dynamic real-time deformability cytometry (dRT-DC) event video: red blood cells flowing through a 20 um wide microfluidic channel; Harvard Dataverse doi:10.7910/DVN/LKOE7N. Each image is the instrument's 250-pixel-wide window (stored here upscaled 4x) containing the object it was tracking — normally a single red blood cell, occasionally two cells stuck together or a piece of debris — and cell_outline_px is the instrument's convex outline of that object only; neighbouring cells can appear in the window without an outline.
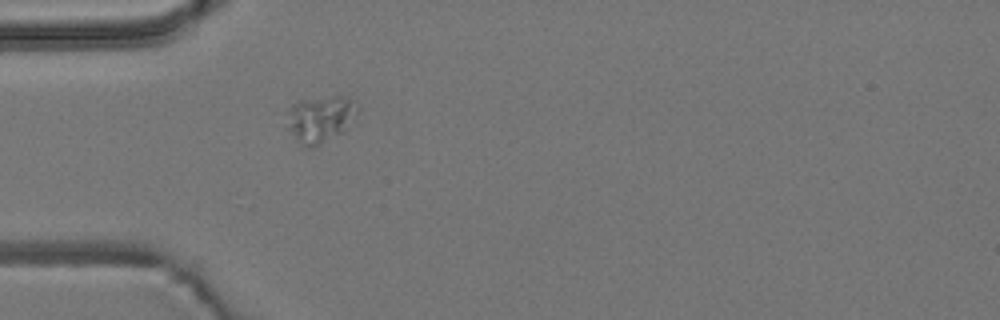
{"species": "common noctule bat (a hibernating species)", "species_latin": "Nyctalus noctula", "temperature_condition": "room temperature", "stored_images_in_passage": 2, "camera_frame_rate_fps": 3000, "um_per_image_px": 0.085, "animal": {"sex": "male", "body_mass_g": 19.2, "forearm_length_mm": 51.8}, "frame": {"image": 1, "passage_image": 2, "time_ms": 1.333, "image_size_px": [1000, 320], "cell_outline_px": [[360, 112], [344, 132], [308, 148], [304, 148], [300, 144], [288, 128], [288, 104], [300, 100], [332, 96], [348, 96], [360, 108]], "centroid_in_image_um": [27.26, 10.08], "position_along_channel_um": 57.7, "area_um2": 19.36}}